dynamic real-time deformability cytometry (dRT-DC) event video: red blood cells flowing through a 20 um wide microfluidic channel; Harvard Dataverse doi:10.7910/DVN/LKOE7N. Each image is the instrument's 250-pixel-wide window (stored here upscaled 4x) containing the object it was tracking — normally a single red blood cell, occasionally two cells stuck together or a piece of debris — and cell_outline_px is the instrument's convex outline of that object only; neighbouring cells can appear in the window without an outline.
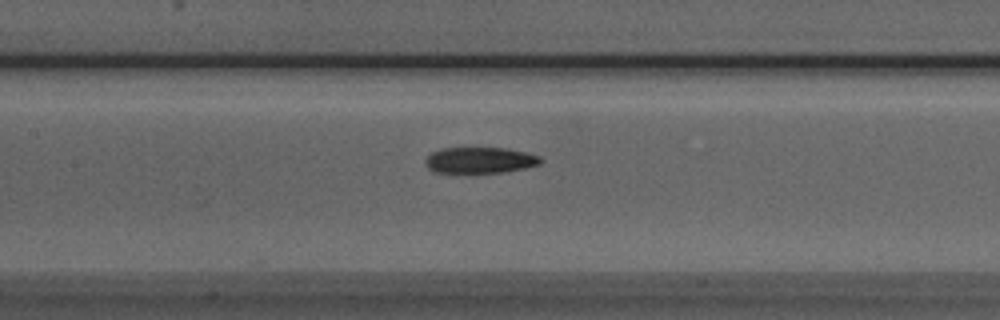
{"species": "Egyptian fruit bat (a non-hibernating species)", "species_latin": "Rousettus aegyptiacus", "temperature_condition": "room temperature", "stored_images_in_passage": 24, "camera_frame_rate_fps": 3000, "um_per_image_px": 0.085, "animal": {"sex": "male"}, "frame": {"image": 1, "passage_image": 16, "time_ms": 5.0, "image_size_px": [1000, 320], "cell_outline_px": [[544, 160], [540, 164], [524, 168], [500, 172], [432, 172], [428, 168], [424, 160], [432, 152], [440, 148], [504, 148], [524, 152], [540, 156]], "centroid_in_image_um": [40.78, 13.61], "position_along_channel_um": 166.6, "area_um2": 17.34}}
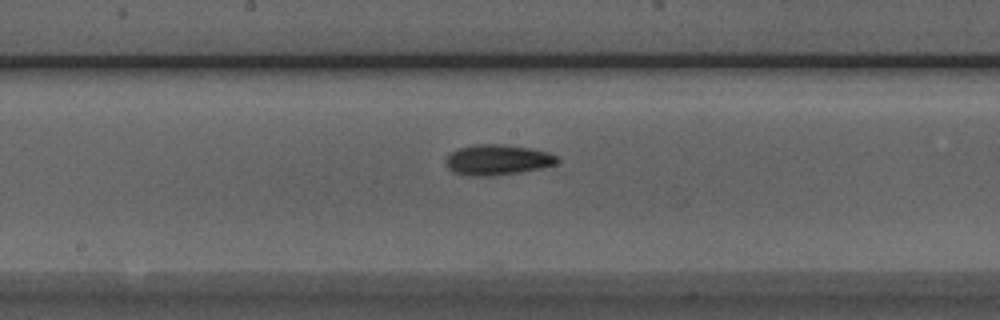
{"frame": {"image": 2, "passage_image": 19, "time_ms": 6.0, "image_size_px": [1000, 320], "cell_outline_px": [[560, 160], [556, 164], [540, 168], [520, 172], [492, 176], [468, 176], [452, 172], [448, 168], [444, 160], [452, 152], [460, 148], [476, 144], [504, 144], [528, 148], [548, 152], [556, 156]], "centroid_in_image_um": [42.27, 13.59], "position_along_channel_um": 205.9, "area_um2": 19.77}}
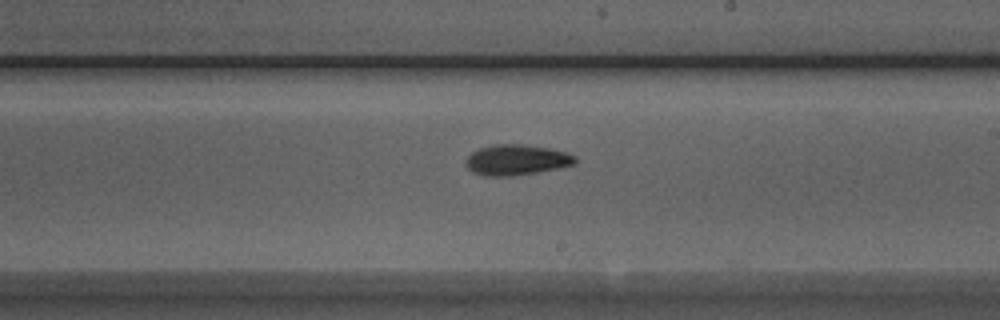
{"frame": {"image": 3, "passage_image": 22, "time_ms": 7.0, "image_size_px": [1000, 320], "cell_outline_px": [[576, 164], [536, 172], [512, 176], [484, 176], [472, 172], [464, 164], [464, 160], [472, 152], [480, 148], [496, 144], [524, 144], [548, 148], [564, 152], [576, 156]], "centroid_in_image_um": [43.86, 13.59], "position_along_channel_um": 245.1, "area_um2": 19.42}}